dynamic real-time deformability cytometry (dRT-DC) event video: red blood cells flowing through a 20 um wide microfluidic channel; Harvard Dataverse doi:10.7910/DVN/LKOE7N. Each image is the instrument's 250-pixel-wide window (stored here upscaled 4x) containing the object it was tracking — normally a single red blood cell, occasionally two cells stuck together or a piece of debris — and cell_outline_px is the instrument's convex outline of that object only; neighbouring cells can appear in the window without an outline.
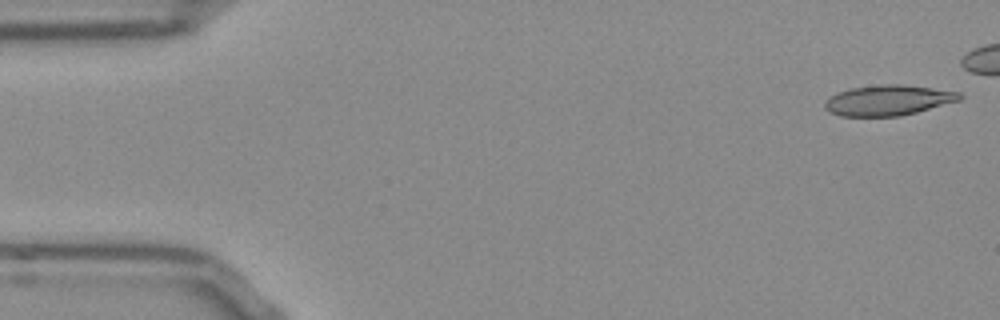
{"species": "Egyptian fruit bat (a non-hibernating species)", "species_latin": "Rousettus aegyptiacus", "temperature_condition": "room temperature", "stored_images_in_passage": 12, "camera_frame_rate_fps": 3000, "um_per_image_px": 0.085, "frame": {"image": 1, "passage_image": 1, "time_ms": 0.0, "image_size_px": [1000, 320], "cell_outline_px": [[964, 96], [960, 100], [916, 112], [900, 116], [840, 116], [828, 112], [824, 108], [824, 104], [836, 92], [852, 88], [880, 84], [904, 84], [960, 92]], "centroid_in_image_um": [75.49, 8.52], "position_along_channel_um": 9.5, "area_um2": 23.87}}